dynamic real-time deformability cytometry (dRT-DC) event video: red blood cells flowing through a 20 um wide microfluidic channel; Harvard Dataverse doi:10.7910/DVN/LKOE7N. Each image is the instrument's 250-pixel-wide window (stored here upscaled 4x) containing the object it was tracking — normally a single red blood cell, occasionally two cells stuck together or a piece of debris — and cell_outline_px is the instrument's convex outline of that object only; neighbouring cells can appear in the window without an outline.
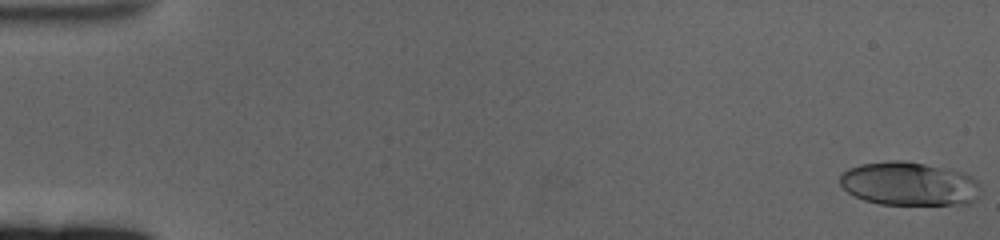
{"species": "human", "species_latin": "Homo sapiens", "temperature_condition": "cold", "stored_images_in_passage": 61, "camera_frame_rate_fps": 3000, "um_per_image_px": 0.085, "donor": {"sex": "female"}, "frame": {"image": 1, "passage_image": 1, "time_ms": 0.0, "image_size_px": [1000, 240], "cell_outline_px": [[980, 196], [976, 200], [968, 204], [880, 204], [864, 200], [848, 192], [840, 184], [840, 176], [848, 168], [860, 164], [884, 160], [904, 160], [964, 172], [972, 176], [976, 180], [980, 188]], "centroid_in_image_um": [77.3, 15.61], "position_along_channel_um": 7.7, "area_um2": 35.95}}
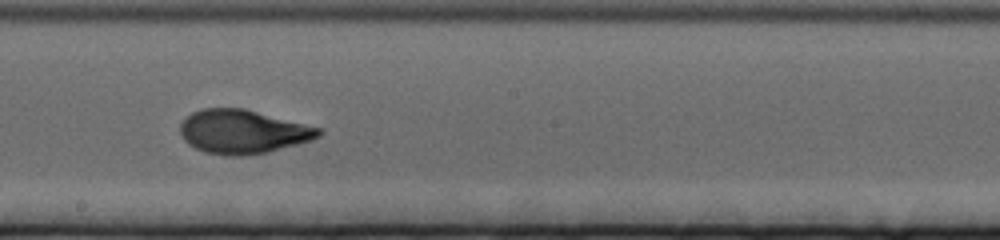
{"frame": {"image": 2, "passage_image": 35, "time_ms": 11.333, "image_size_px": [1000, 240], "cell_outline_px": [[324, 132], [320, 136], [312, 140], [268, 152], [240, 156], [224, 156], [204, 152], [188, 144], [184, 140], [180, 132], [180, 124], [192, 112], [204, 108], [244, 108], [324, 128]], "centroid_in_image_um": [20.68, 11.19], "position_along_channel_um": 227.5, "area_um2": 35.66}}
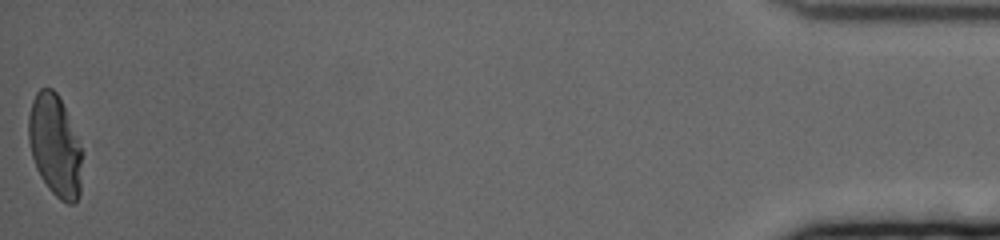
{"frame": {"image": 3, "passage_image": 61, "time_ms": 20.0, "image_size_px": [1000, 240], "cell_outline_px": [[80, 196], [72, 204], [68, 204], [60, 200], [48, 188], [40, 176], [36, 168], [32, 156], [28, 140], [28, 116], [32, 100], [36, 92], [40, 88], [52, 88], [56, 92], [64, 108], [80, 148]], "centroid_in_image_um": [4.62, 12.39], "position_along_channel_um": 430.6, "area_um2": 31.1}, "authors_computed_cell_mechanics": {"area_um2": 34.102, "velocity_mm_per_s": 3.3635, "shape_relaxation_time_tau1_ms": 3.9538, "shape_relaxation_time_tau2_ms": 1.2994, "deformation_change_tau1": 0.196, "deformation_change_tau2": 0.0726}}